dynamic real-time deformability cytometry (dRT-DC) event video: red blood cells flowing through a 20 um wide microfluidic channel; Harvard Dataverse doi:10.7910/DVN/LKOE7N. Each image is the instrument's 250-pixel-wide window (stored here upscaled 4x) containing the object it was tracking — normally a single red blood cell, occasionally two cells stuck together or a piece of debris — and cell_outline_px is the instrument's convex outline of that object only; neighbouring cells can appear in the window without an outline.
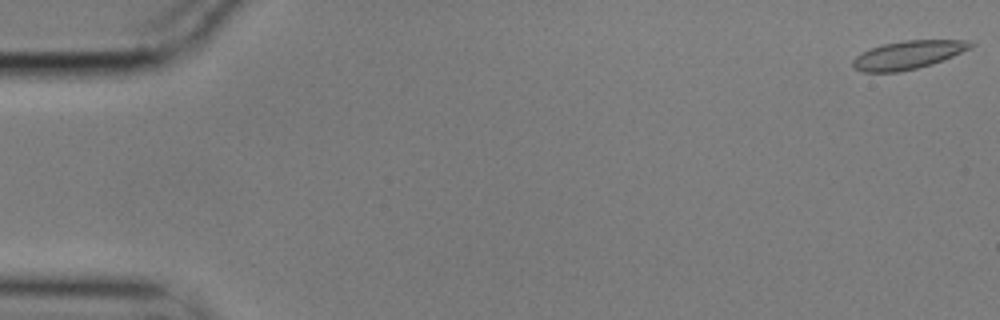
{"species": "common noctule bat (a hibernating species)", "species_latin": "Nyctalus noctula", "temperature_condition": "cold", "stored_images_in_passage": 57, "camera_frame_rate_fps": 3000, "um_per_image_px": 0.085, "animal": {"sex": "male", "body_mass_g": 17.9}, "frame": {"image": 1, "passage_image": 1, "time_ms": 0.0, "image_size_px": [1000, 320], "cell_outline_px": [[976, 44], [972, 48], [944, 60], [932, 64], [916, 68], [896, 72], [864, 72], [852, 68], [852, 60], [856, 56], [872, 48], [884, 44], [904, 40], [968, 40]], "centroid_in_image_um": [77.22, 4.66], "position_along_channel_um": 7.8, "area_um2": 19.42}}
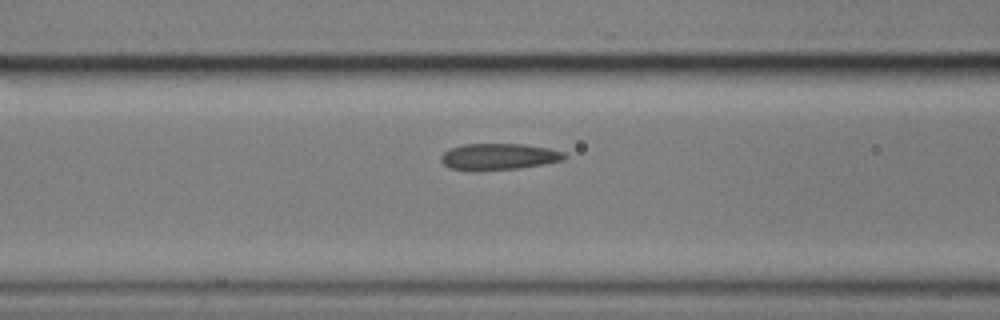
{"frame": {"image": 2, "passage_image": 23, "time_ms": 7.333, "image_size_px": [1000, 320], "cell_outline_px": [[568, 156], [564, 160], [544, 164], [516, 168], [448, 168], [440, 160], [440, 156], [448, 148], [464, 144], [524, 144], [548, 148], [564, 152]], "centroid_in_image_um": [42.43, 13.27], "position_along_channel_um": 124.2, "area_um2": 18.38}}
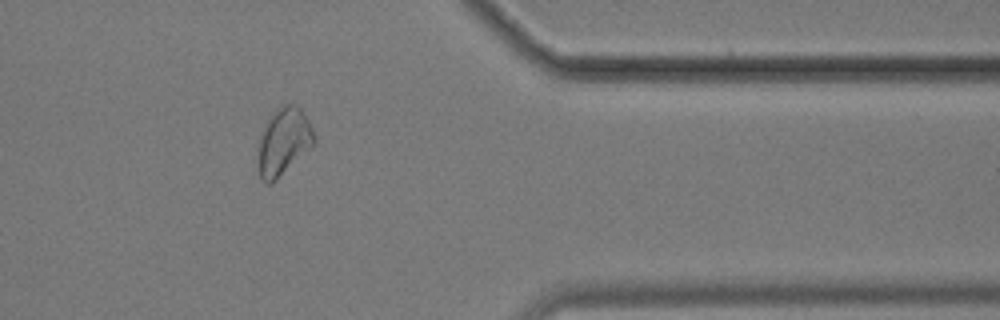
{"frame": {"image": 3, "passage_image": 47, "time_ms": 15.333, "image_size_px": [1000, 320], "cell_outline_px": [[316, 140], [272, 184], [264, 184], [260, 180], [256, 156], [256, 148], [264, 124], [268, 116], [276, 108], [284, 104], [296, 104], [300, 108], [308, 120], [316, 136]], "centroid_in_image_um": [24.02, 12.03], "position_along_channel_um": 387.4, "area_um2": 22.25}, "authors_computed_cell_mechanics": {"area_um2": 19.4208, "velocity_mm_per_s": 3.5003, "shape_relaxation_time_tau1_ms": 3.0502, "shape_relaxation_time_tau2_ms": 1.1983, "deformation_change_tau1": 0.0971, "deformation_change_tau2": 0.0692}}